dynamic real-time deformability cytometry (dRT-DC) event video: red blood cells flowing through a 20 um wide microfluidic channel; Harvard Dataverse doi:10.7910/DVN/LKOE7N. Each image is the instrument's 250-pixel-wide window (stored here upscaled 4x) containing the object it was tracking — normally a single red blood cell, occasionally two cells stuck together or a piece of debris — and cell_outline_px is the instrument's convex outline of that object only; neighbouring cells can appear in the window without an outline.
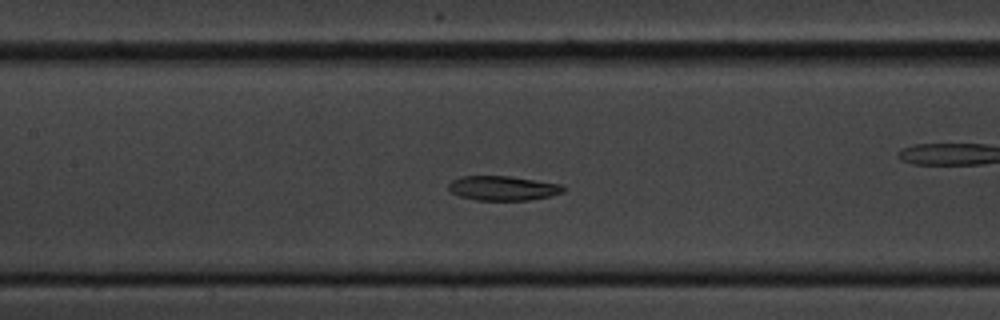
{"species": "common noctule bat (a hibernating species)", "species_latin": "Nyctalus noctula", "temperature_condition": "cold", "stored_images_in_passage": 38, "camera_frame_rate_fps": 3000, "um_per_image_px": 0.085, "animal": {"sex": "male", "body_mass_g": 20.1, "forearm_length_mm": 53.5}, "frame": {"image": 1, "passage_image": 7, "time_ms": 2.0, "image_size_px": [1000, 320], "cell_outline_px": [[568, 188], [564, 192], [552, 196], [528, 200], [476, 200], [460, 196], [452, 192], [448, 188], [448, 184], [452, 180], [460, 176], [512, 176], [564, 184]], "centroid_in_image_um": [42.83, 15.98], "position_along_channel_um": 164.6, "area_um2": 16.7}}
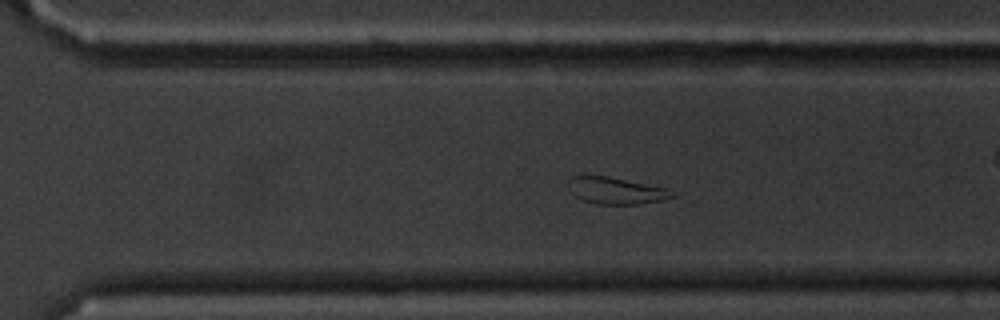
{"frame": {"image": 2, "passage_image": 20, "time_ms": 6.333, "image_size_px": [1000, 320], "cell_outline_px": [[676, 196], [664, 200], [640, 204], [596, 204], [584, 200], [576, 196], [568, 180], [572, 176], [608, 176], [664, 188], [676, 192]], "centroid_in_image_um": [52.43, 16.22], "position_along_channel_um": 318.2, "area_um2": 15.84}}
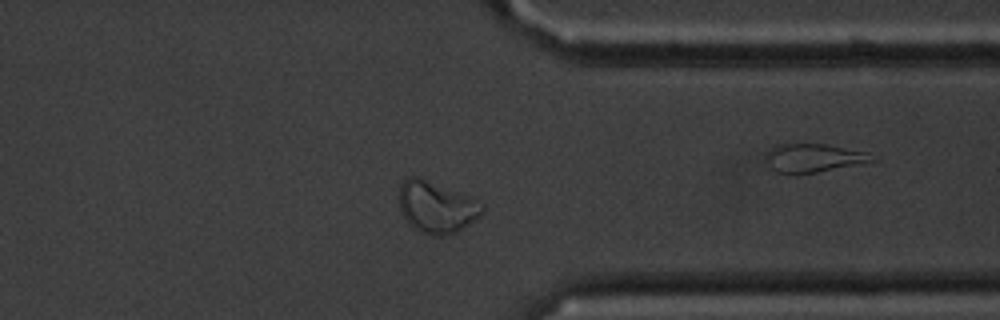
{"frame": {"image": 3, "passage_image": 25, "time_ms": 8.0, "image_size_px": [1000, 320], "cell_outline_px": [[484, 212], [480, 216], [456, 232], [448, 236], [432, 236], [420, 232], [408, 224], [400, 208], [400, 184], [408, 176], [416, 176], [468, 196], [484, 208]], "centroid_in_image_um": [37.06, 17.63], "position_along_channel_um": 374.3, "area_um2": 24.57}, "authors_computed_cell_mechanics": {"area_um2": 17.4267, "velocity_mm_per_s": 3.5514, "shape_relaxation_time_tau1_ms": 7.5391, "shape_relaxation_time_tau2_ms": null, "deformation_change_tau1": 0.1323, "deformation_change_tau2": null}}